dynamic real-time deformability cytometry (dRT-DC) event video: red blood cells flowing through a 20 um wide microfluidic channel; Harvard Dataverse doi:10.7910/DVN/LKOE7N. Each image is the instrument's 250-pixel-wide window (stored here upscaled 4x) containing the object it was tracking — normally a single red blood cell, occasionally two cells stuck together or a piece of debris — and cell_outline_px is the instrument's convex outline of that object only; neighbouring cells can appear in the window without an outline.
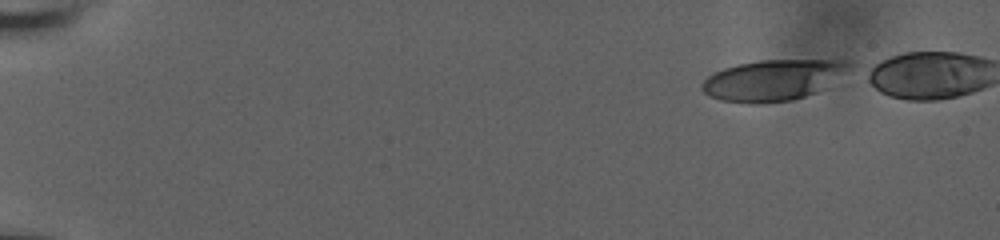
{"species": "human", "species_latin": "Homo sapiens", "temperature_condition": "room temperature", "stored_images_in_passage": 49, "camera_frame_rate_fps": 3000, "um_per_image_px": 0.085, "donor": {"sex": "male"}, "frame": {"image": 1, "passage_image": 1, "time_ms": 0.0, "image_size_px": [1000, 240], "cell_outline_px": [[852, 64], [816, 92], [792, 100], [756, 104], [748, 104], [720, 100], [708, 96], [700, 88], [700, 84], [708, 76], [724, 68], [736, 64], [760, 60], [852, 60]], "centroid_in_image_um": [65.59, 6.81], "position_along_channel_um": 19.4, "area_um2": 34.62}}
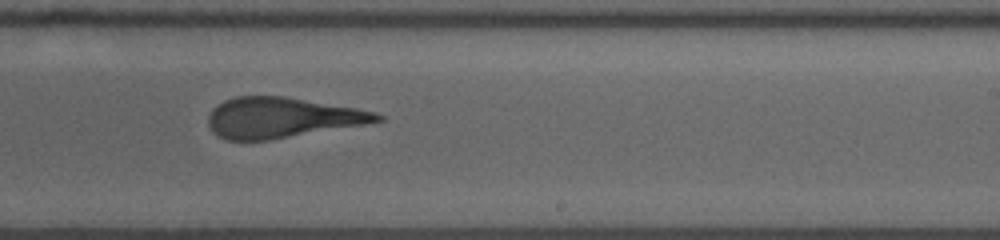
{"frame": {"image": 2, "passage_image": 33, "time_ms": 10.667, "image_size_px": [1000, 240], "cell_outline_px": [[384, 120], [364, 124], [268, 140], [228, 140], [216, 136], [212, 132], [208, 124], [208, 116], [212, 108], [224, 100], [236, 96], [284, 96], [356, 108], [376, 112], [384, 116]], "centroid_in_image_um": [23.91, 9.99], "position_along_channel_um": 265.1, "area_um2": 39.59}}
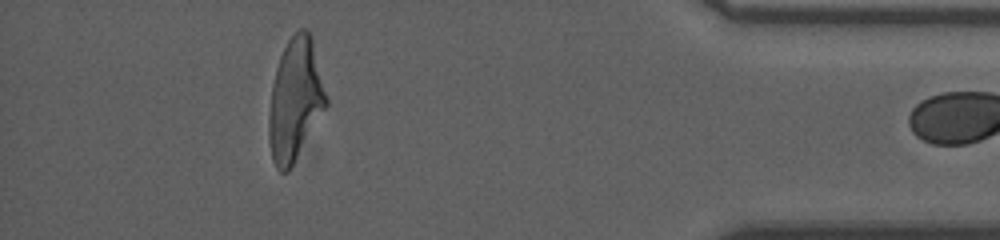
{"frame": {"image": 3, "passage_image": 48, "time_ms": 15.667, "image_size_px": [1000, 240], "cell_outline_px": [[328, 104], [288, 172], [280, 172], [276, 168], [272, 160], [268, 132], [268, 116], [272, 84], [276, 68], [280, 56], [288, 40], [300, 28], [304, 28], [312, 36], [328, 100]], "centroid_in_image_um": [25.08, 8.48], "position_along_channel_um": 410.1, "area_um2": 40.58}}